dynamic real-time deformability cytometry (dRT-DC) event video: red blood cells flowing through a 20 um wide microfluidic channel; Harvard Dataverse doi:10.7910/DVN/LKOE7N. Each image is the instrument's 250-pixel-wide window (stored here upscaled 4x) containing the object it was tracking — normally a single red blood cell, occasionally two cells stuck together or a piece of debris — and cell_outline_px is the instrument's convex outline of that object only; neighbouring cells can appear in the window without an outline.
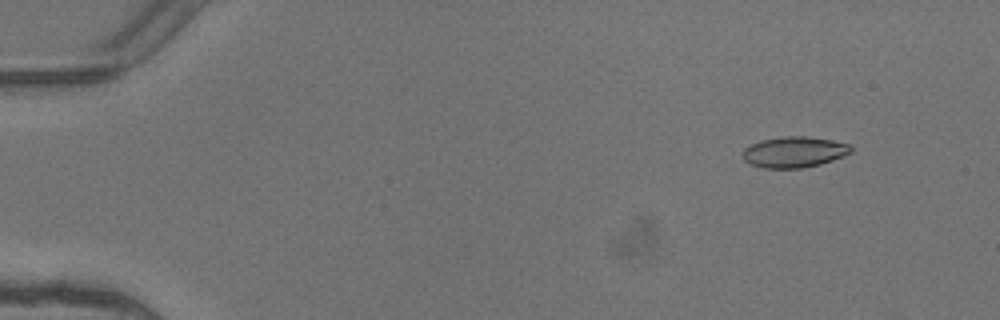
{"species": "common noctule bat (a hibernating species)", "species_latin": "Nyctalus noctula", "temperature_condition": "warm", "stored_images_in_passage": 5, "camera_frame_rate_fps": 3000, "um_per_image_px": 0.085, "animal": {"sex": "female"}, "frame": {"image": 1, "passage_image": 2, "time_ms": 0.333, "image_size_px": [1000, 320], "cell_outline_px": [[852, 152], [844, 156], [820, 164], [800, 168], [764, 168], [752, 164], [744, 160], [744, 148], [760, 140], [784, 136], [808, 136], [832, 140], [848, 144], [852, 148]], "centroid_in_image_um": [67.52, 12.91], "position_along_channel_um": 17.5, "area_um2": 19.36}}
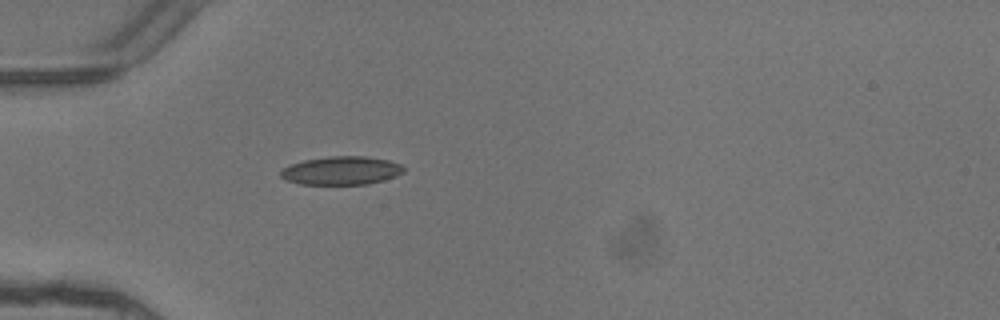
{"frame": {"image": 2, "passage_image": 5, "time_ms": 1.333, "image_size_px": [1000, 320], "cell_outline_px": [[404, 172], [396, 176], [384, 180], [368, 184], [300, 184], [284, 180], [280, 176], [280, 172], [288, 164], [304, 160], [328, 156], [368, 156], [388, 160], [400, 164], [404, 168]], "centroid_in_image_um": [29.0, 14.49], "position_along_channel_um": 56.0, "area_um2": 20.52}}